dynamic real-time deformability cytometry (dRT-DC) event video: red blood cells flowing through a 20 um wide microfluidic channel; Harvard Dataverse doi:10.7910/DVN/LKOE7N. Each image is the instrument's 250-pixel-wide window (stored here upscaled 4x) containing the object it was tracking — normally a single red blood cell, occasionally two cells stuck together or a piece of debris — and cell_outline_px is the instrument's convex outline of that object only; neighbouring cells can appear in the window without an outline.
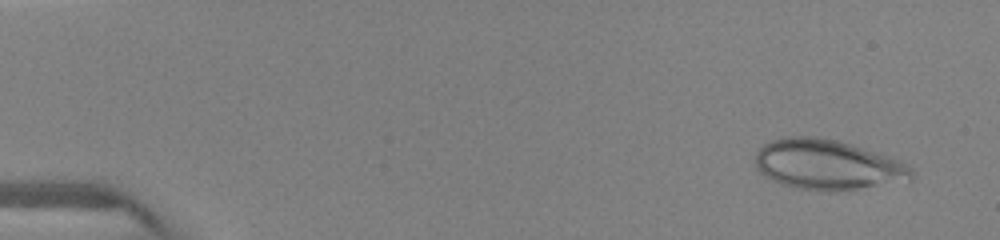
{"species": "human", "species_latin": "Homo sapiens", "temperature_condition": "warm", "stored_images_in_passage": 5, "camera_frame_rate_fps": 3000, "um_per_image_px": 0.085, "donor": {"sex": "female"}, "frame": {"image": 1, "passage_image": 1, "time_ms": 0.0, "image_size_px": [1000, 240], "cell_outline_px": [[912, 180], [836, 192], [828, 192], [800, 188], [784, 184], [772, 180], [764, 176], [756, 168], [756, 152], [764, 144], [772, 140], [784, 136], [816, 136], [836, 140], [852, 144], [880, 152], [900, 160], [912, 168]], "centroid_in_image_um": [70.36, 13.99], "position_along_channel_um": 14.6, "area_um2": 45.95}}
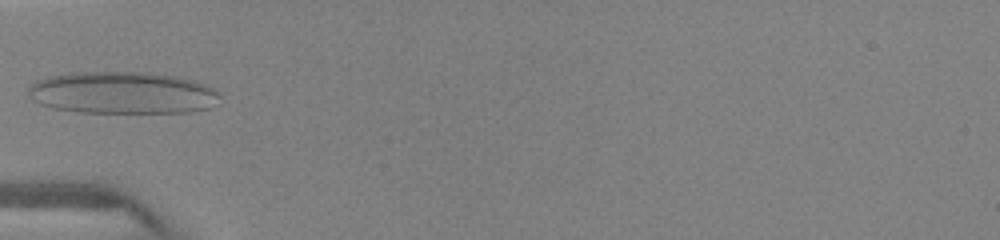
{"frame": {"image": 2, "passage_image": 5, "time_ms": 4.333, "image_size_px": [1000, 240], "cell_outline_px": [[220, 104], [208, 108], [188, 112], [80, 112], [52, 108], [40, 104], [32, 100], [28, 96], [28, 88], [36, 80], [48, 76], [72, 72], [140, 72], [172, 76], [192, 80], [216, 88], [220, 96]], "centroid_in_image_um": [10.4, 7.89], "position_along_channel_um": 74.6, "area_um2": 47.22}}